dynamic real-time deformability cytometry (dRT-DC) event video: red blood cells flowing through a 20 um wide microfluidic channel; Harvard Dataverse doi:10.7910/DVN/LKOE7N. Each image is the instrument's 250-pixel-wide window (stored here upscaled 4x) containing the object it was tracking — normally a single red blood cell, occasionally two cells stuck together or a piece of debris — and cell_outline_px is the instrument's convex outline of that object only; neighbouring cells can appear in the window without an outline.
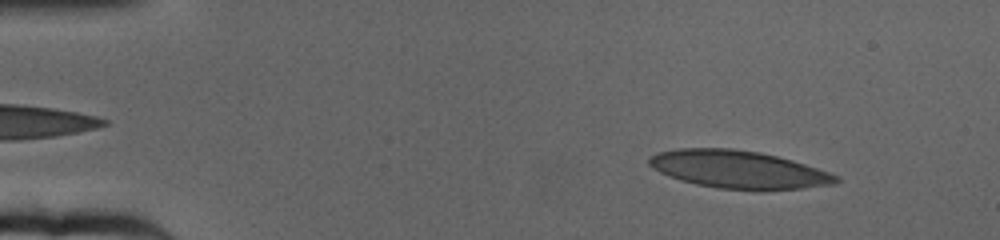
{"species": "human", "species_latin": "Homo sapiens", "temperature_condition": "cold", "stored_images_in_passage": 25, "camera_frame_rate_fps": 3000, "um_per_image_px": 0.085, "donor": {"sex": "female"}, "frame": {"image": 1, "passage_image": 7, "time_ms": 2.0, "image_size_px": [1000, 240], "cell_outline_px": [[840, 180], [836, 184], [800, 188], [720, 188], [696, 184], [680, 180], [668, 176], [652, 168], [648, 164], [648, 160], [652, 156], [660, 152], [680, 148], [732, 148], [760, 152], [792, 160], [828, 172], [836, 176]], "centroid_in_image_um": [62.72, 14.38], "position_along_channel_um": 22.3, "area_um2": 40.17}}
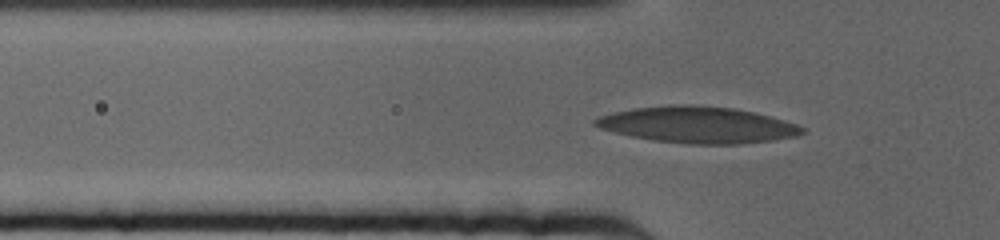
{"frame": {"image": 2, "passage_image": 20, "time_ms": 6.333, "image_size_px": [1000, 240], "cell_outline_px": [[804, 132], [796, 136], [772, 140], [740, 144], [688, 144], [652, 140], [632, 136], [600, 128], [592, 124], [592, 120], [600, 116], [632, 108], [668, 104], [692, 104], [736, 108], [784, 120], [796, 124], [804, 128]], "centroid_in_image_um": [59.28, 10.6], "position_along_channel_um": 66.5, "area_um2": 43.87}}
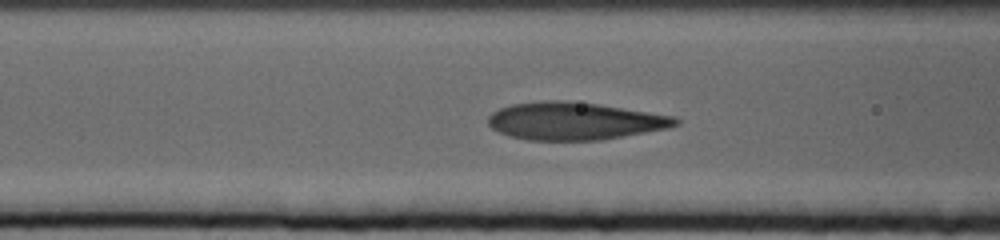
{"frame": {"image": 3, "passage_image": 25, "time_ms": 8.0, "image_size_px": [1000, 240], "cell_outline_px": [[680, 124], [668, 128], [600, 140], [528, 140], [508, 136], [492, 128], [488, 124], [488, 116], [492, 112], [500, 108], [512, 104], [544, 100], [564, 100], [596, 104], [676, 116], [680, 120]], "centroid_in_image_um": [48.83, 10.28], "position_along_channel_um": 117.8, "area_um2": 40.98}}